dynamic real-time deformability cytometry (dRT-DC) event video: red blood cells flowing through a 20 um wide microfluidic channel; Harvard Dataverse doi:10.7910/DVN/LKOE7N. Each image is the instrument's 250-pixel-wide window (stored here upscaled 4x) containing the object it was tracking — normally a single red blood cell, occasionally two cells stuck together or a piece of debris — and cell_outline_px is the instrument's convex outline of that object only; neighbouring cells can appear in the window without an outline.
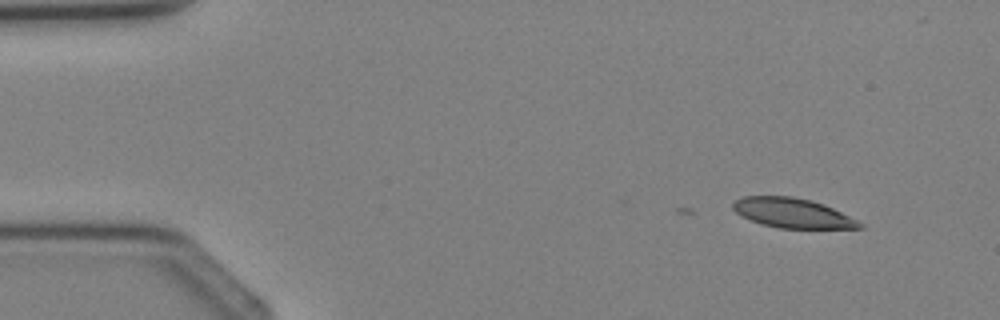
{"species": "Egyptian fruit bat (a non-hibernating species)", "species_latin": "Rousettus aegyptiacus", "temperature_condition": "cold", "stored_images_in_passage": 4, "camera_frame_rate_fps": 3000, "um_per_image_px": 0.085, "animal": {"sex": "female"}, "frame": {"image": 1, "passage_image": 2, "time_ms": 1.333, "image_size_px": [1000, 320], "cell_outline_px": [[864, 228], [780, 228], [764, 224], [752, 220], [736, 212], [732, 208], [732, 204], [736, 200], [744, 196], [792, 196], [812, 200], [824, 204], [864, 224]], "centroid_in_image_um": [67.37, 18.1], "position_along_channel_um": 17.6, "area_um2": 21.56}}
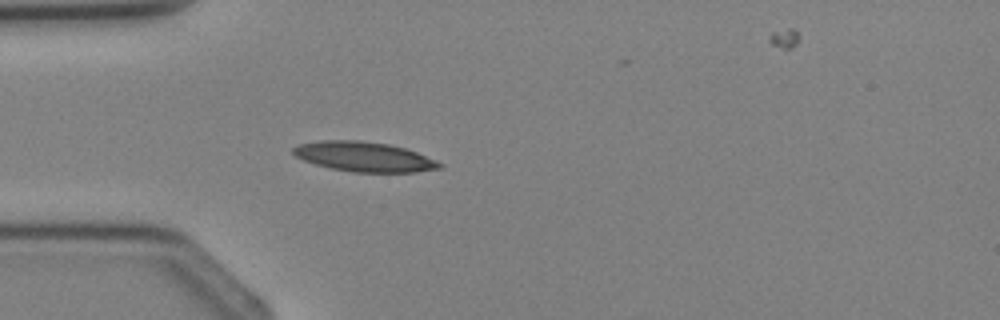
{"frame": {"image": 2, "passage_image": 4, "time_ms": 3.667, "image_size_px": [1000, 320], "cell_outline_px": [[444, 168], [416, 172], [352, 172], [332, 168], [316, 164], [304, 160], [296, 156], [292, 152], [292, 148], [300, 144], [324, 140], [360, 140], [388, 144], [404, 148], [416, 152], [436, 160], [444, 164]], "centroid_in_image_um": [30.99, 13.32], "position_along_channel_um": 54.0, "area_um2": 25.32}}